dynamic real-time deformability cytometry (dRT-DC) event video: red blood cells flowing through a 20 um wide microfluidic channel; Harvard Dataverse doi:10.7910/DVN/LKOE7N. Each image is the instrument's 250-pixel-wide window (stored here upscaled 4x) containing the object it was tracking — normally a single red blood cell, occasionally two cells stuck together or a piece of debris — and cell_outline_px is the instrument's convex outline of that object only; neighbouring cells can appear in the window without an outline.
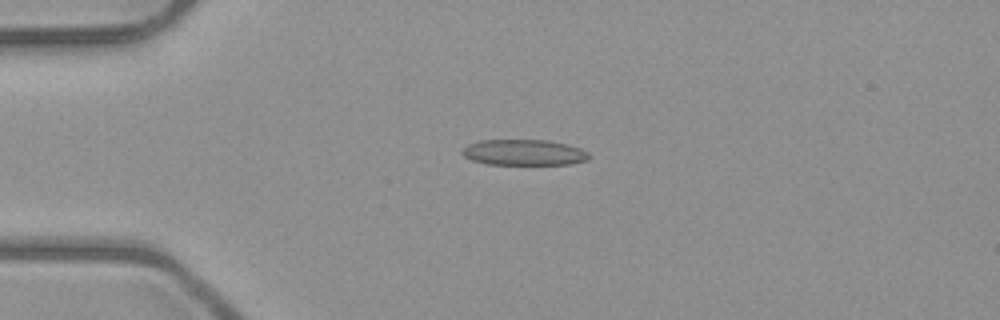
{"species": "common noctule bat (a hibernating species)", "species_latin": "Nyctalus noctula", "temperature_condition": "room temperature", "stored_images_in_passage": 4, "camera_frame_rate_fps": 3000, "um_per_image_px": 0.085, "animal": {"sex": "male", "body_mass_g": 23.1, "forearm_length_mm": 52.7}, "frame": {"image": 1, "passage_image": 3, "time_ms": 2.333, "image_size_px": [1000, 320], "cell_outline_px": [[588, 160], [568, 164], [488, 164], [472, 160], [464, 156], [460, 152], [468, 144], [480, 140], [548, 140], [580, 148], [588, 152]], "centroid_in_image_um": [44.5, 12.95], "position_along_channel_um": 40.5, "area_um2": 18.9}}